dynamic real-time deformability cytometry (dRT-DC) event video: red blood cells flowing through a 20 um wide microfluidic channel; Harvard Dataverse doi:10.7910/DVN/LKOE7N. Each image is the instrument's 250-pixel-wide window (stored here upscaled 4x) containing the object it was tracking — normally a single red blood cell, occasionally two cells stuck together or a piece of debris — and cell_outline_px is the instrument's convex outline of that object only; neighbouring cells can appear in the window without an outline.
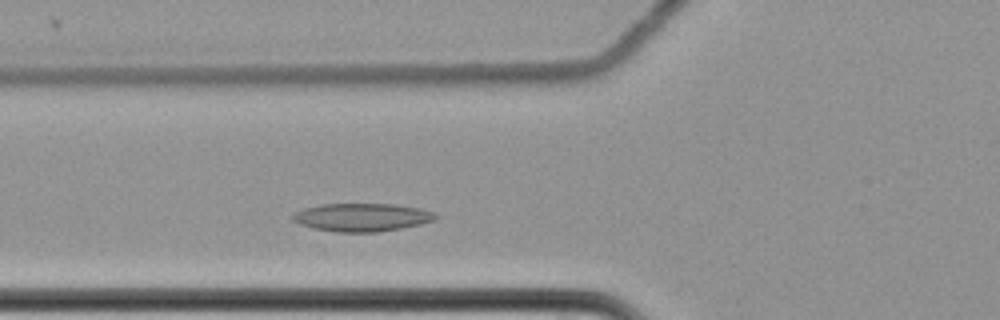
{"species": "common noctule bat (a hibernating species)", "species_latin": "Nyctalus noctula", "temperature_condition": "cold", "stored_images_in_passage": 37, "camera_frame_rate_fps": 3000, "um_per_image_px": 0.085, "animal": {"sex": "female", "body_mass_g": 22.7, "forearm_length_mm": 54.2}, "frame": {"image": 1, "passage_image": 9, "time_ms": 2.667, "image_size_px": [1000, 320], "cell_outline_px": [[440, 216], [432, 220], [420, 224], [380, 232], [336, 232], [312, 228], [300, 224], [292, 220], [292, 216], [296, 212], [304, 208], [320, 204], [396, 204], [420, 208], [432, 212]], "centroid_in_image_um": [30.75, 18.47], "position_along_channel_um": 95.1, "area_um2": 23.35}}
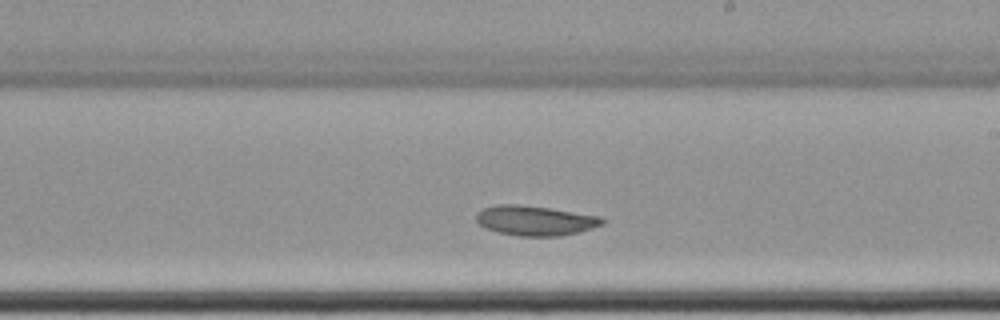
{"frame": {"image": 2, "passage_image": 22, "time_ms": 7.0, "image_size_px": [1000, 320], "cell_outline_px": [[604, 224], [580, 232], [560, 236], [516, 236], [500, 232], [488, 228], [480, 224], [476, 220], [476, 212], [484, 208], [496, 204], [516, 204], [548, 208], [600, 216], [604, 220]], "centroid_in_image_um": [45.5, 18.75], "position_along_channel_um": 243.5, "area_um2": 21.79}}
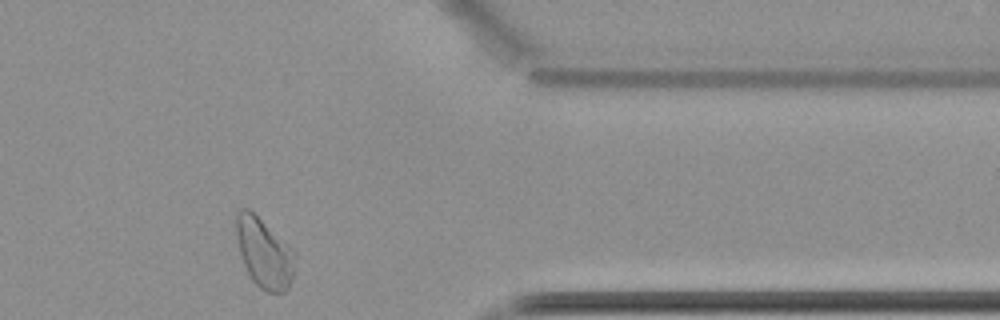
{"frame": {"image": 3, "passage_image": 36, "time_ms": 11.667, "image_size_px": [1000, 320], "cell_outline_px": [[292, 280], [288, 288], [284, 292], [268, 292], [260, 288], [252, 280], [244, 264], [240, 252], [236, 236], [236, 212], [240, 208], [248, 208], [264, 224], [288, 256], [292, 268]], "centroid_in_image_um": [22.29, 21.56], "position_along_channel_um": 389.1, "area_um2": 21.5}, "authors_computed_cell_mechanics": {"area_um2": 22.1952, "velocity_mm_per_s": 3.4326, "shape_relaxation_time_tau1_ms": 5.5135, "shape_relaxation_time_tau2_ms": 5.0587, "deformation_change_tau1": 0.0877, "deformation_change_tau2": 0.0393}}